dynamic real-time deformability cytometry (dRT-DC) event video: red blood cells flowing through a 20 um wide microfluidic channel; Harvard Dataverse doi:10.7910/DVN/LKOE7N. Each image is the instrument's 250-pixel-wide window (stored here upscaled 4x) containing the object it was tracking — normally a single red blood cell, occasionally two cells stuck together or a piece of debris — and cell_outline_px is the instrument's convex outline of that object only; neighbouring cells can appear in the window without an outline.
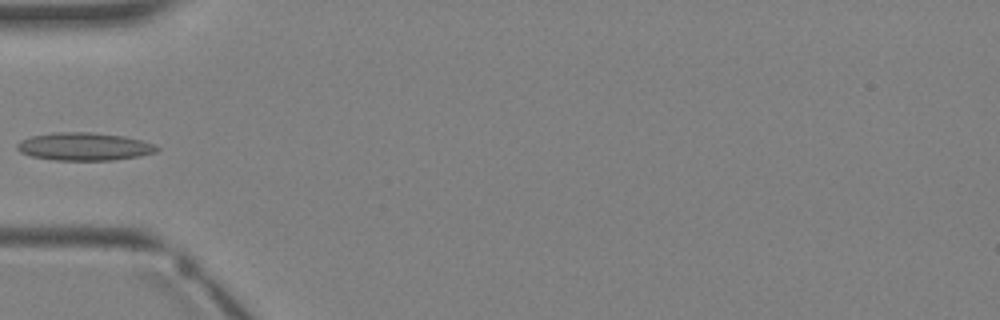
{"species": "Egyptian fruit bat (a non-hibernating species)", "species_latin": "Rousettus aegyptiacus", "temperature_condition": "warm", "stored_images_in_passage": 3, "camera_frame_rate_fps": 3000, "um_per_image_px": 0.085, "animal": {"sex": "female"}, "frame": {"image": 1, "passage_image": 3, "time_ms": 2.333, "image_size_px": [1000, 320], "cell_outline_px": [[160, 148], [156, 152], [140, 156], [112, 160], [56, 160], [32, 156], [20, 152], [16, 148], [16, 144], [20, 140], [32, 136], [56, 132], [92, 132], [124, 136], [140, 140], [152, 144]], "centroid_in_image_um": [7.14, 12.45], "position_along_channel_um": 77.9, "area_um2": 22.6}}